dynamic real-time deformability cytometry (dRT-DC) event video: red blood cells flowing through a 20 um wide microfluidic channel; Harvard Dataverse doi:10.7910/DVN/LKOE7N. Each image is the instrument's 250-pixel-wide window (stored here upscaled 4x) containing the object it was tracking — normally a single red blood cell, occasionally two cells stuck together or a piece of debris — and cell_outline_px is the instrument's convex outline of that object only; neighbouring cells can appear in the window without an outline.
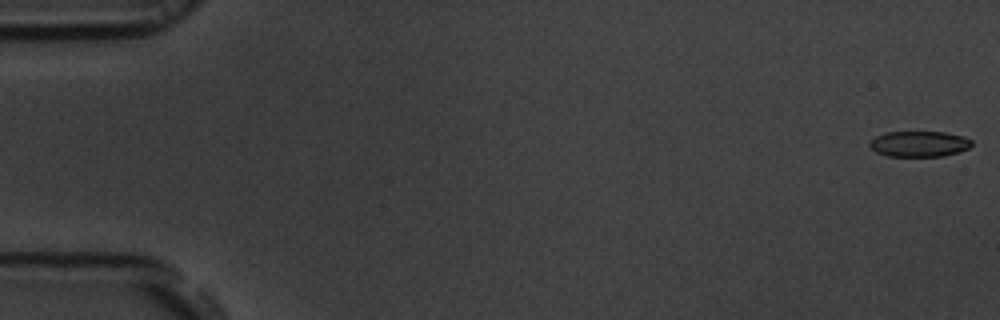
{"species": "common noctule bat (a hibernating species)", "species_latin": "Nyctalus noctula", "temperature_condition": "room temperature", "stored_images_in_passage": 54, "camera_frame_rate_fps": 3000, "um_per_image_px": 0.085, "animal": {"sex": "male", "body_mass_g": 19.5, "forearm_length_mm": 54.6}, "frame": {"image": 1, "passage_image": 1, "time_ms": 0.0, "image_size_px": [1000, 320], "cell_outline_px": [[972, 144], [968, 148], [944, 156], [888, 156], [876, 152], [868, 144], [876, 136], [884, 132], [944, 132], [964, 136], [972, 140]], "centroid_in_image_um": [78.13, 12.22], "position_along_channel_um": 6.9, "area_um2": 15.2}}
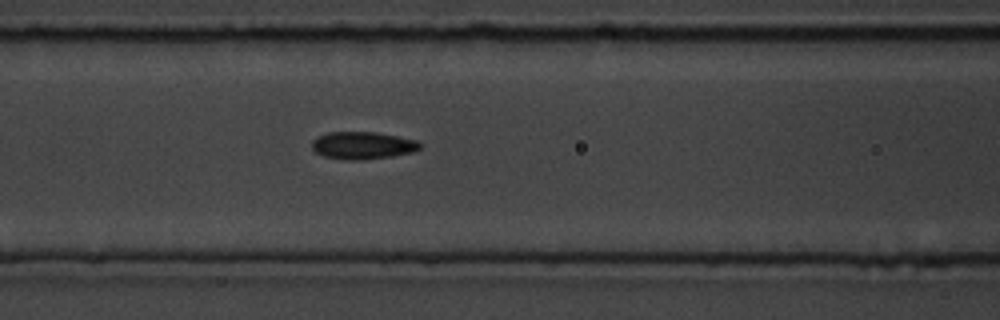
{"frame": {"image": 2, "passage_image": 23, "time_ms": 7.333, "image_size_px": [1000, 320], "cell_outline_px": [[424, 144], [420, 148], [412, 152], [392, 156], [356, 160], [344, 160], [324, 156], [316, 152], [312, 148], [312, 140], [316, 136], [328, 132], [376, 132], [420, 140]], "centroid_in_image_um": [30.85, 12.35], "position_along_channel_um": 135.8, "area_um2": 17.46}}
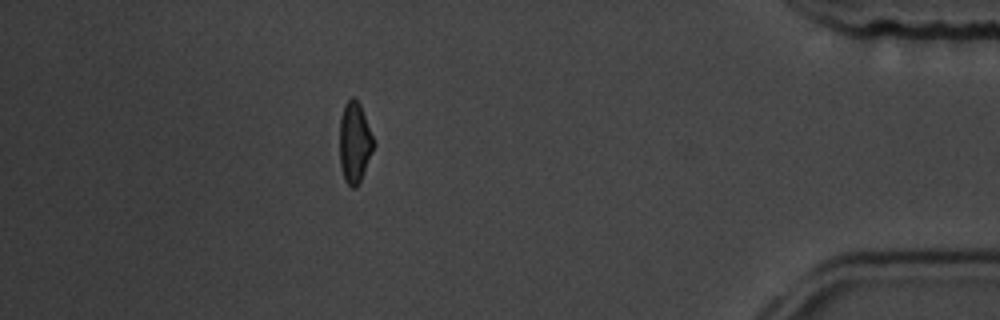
{"frame": {"image": 3, "passage_image": 48, "time_ms": 15.667, "image_size_px": [1000, 320], "cell_outline_px": [[376, 144], [360, 180], [356, 188], [352, 188], [344, 180], [340, 168], [340, 116], [344, 104], [352, 96], [356, 96], [360, 104]], "centroid_in_image_um": [30.14, 12.09], "position_along_channel_um": 405.1, "area_um2": 16.18}, "authors_computed_cell_mechanics": {"area_um2": 16.7331, "velocity_mm_per_s": 3.8004, "shape_relaxation_time_tau1_ms": 3.7199, "shape_relaxation_time_tau2_ms": 2.4968, "deformation_change_tau1": 0.1053, "deformation_change_tau2": 0.0843}}